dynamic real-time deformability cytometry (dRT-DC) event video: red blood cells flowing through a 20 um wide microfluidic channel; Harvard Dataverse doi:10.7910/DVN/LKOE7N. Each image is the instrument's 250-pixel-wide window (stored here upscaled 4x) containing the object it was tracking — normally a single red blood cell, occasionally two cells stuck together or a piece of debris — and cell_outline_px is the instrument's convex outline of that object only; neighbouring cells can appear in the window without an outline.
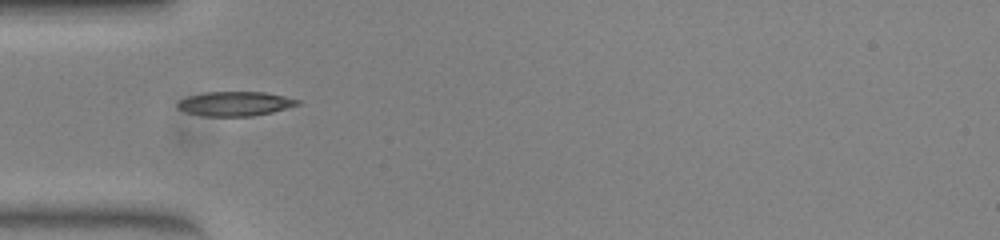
{"species": "common noctule bat (a hibernating species)", "species_latin": "Nyctalus noctula", "temperature_condition": "warm", "stored_images_in_passage": 32, "camera_frame_rate_fps": 3000, "um_per_image_px": 0.085, "animal": {"sex": "female", "body_mass_g": 23.0, "forearm_length_mm": 53.4}, "frame": {"image": 1, "passage_image": 1, "time_ms": 0.0, "image_size_px": [1000, 240], "cell_outline_px": [[300, 104], [272, 112], [252, 116], [204, 116], [184, 112], [176, 108], [176, 104], [180, 100], [188, 96], [208, 92], [264, 92], [284, 96], [300, 100]], "centroid_in_image_um": [19.95, 8.82], "position_along_channel_um": 65.0, "area_um2": 17.05}}
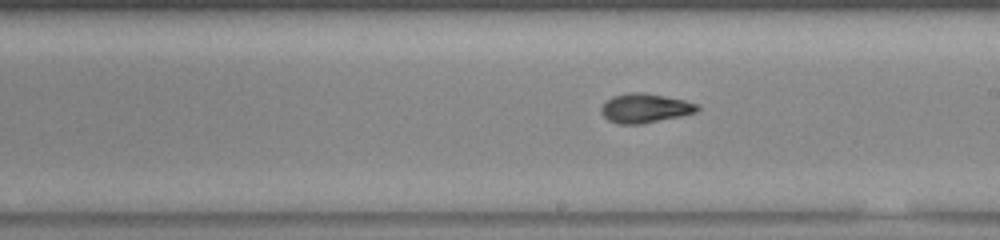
{"frame": {"image": 2, "passage_image": 14, "time_ms": 4.333, "image_size_px": [1000, 240], "cell_outline_px": [[700, 108], [696, 112], [680, 116], [640, 124], [620, 124], [608, 120], [600, 112], [600, 108], [612, 96], [628, 92], [644, 92], [684, 100], [700, 104]], "centroid_in_image_um": [54.83, 9.18], "position_along_channel_um": 234.2, "area_um2": 16.36}}
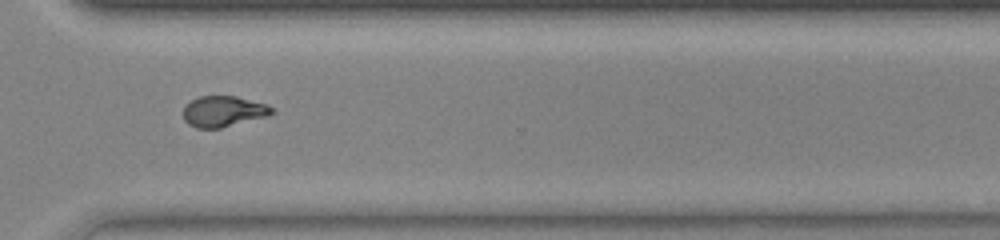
{"frame": {"image": 3, "passage_image": 23, "time_ms": 7.333, "image_size_px": [1000, 240], "cell_outline_px": [[276, 112], [268, 116], [220, 128], [196, 128], [188, 124], [184, 120], [184, 104], [200, 96], [236, 96], [268, 104]], "centroid_in_image_um": [19.0, 9.46], "position_along_channel_um": 351.6, "area_um2": 16.01}, "authors_computed_cell_mechanics": {"area_um2": 15.9817, "velocity_mm_per_s": 3.9157, "shape_relaxation_time_tau1_ms": 5.5388, "shape_relaxation_time_tau2_ms": 1.924, "deformation_change_tau1": 0.251, "deformation_change_tau2": 0.0868}}